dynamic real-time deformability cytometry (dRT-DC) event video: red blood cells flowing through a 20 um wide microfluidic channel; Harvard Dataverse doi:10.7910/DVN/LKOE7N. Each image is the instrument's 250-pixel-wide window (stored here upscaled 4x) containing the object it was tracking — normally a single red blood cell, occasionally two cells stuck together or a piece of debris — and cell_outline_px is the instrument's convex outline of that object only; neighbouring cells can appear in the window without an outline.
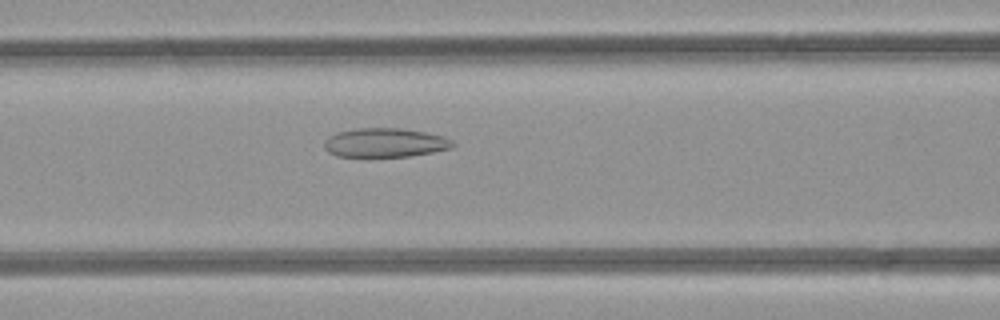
{"species": "common noctule bat (a hibernating species)", "species_latin": "Nyctalus noctula", "temperature_condition": "room temperature", "stored_images_in_passage": 29, "camera_frame_rate_fps": 3000, "um_per_image_px": 0.085, "animal": {"sex": "female", "body_mass_g": 21.9}, "frame": {"image": 1, "passage_image": 9, "time_ms": 2.667, "image_size_px": [1000, 320], "cell_outline_px": [[456, 144], [452, 148], [432, 152], [408, 156], [368, 160], [336, 156], [328, 152], [324, 148], [324, 140], [328, 136], [336, 132], [356, 128], [400, 128], [424, 132], [444, 136], [452, 140]], "centroid_in_image_um": [32.65, 12.17], "position_along_channel_um": 133.9, "area_um2": 22.83}}
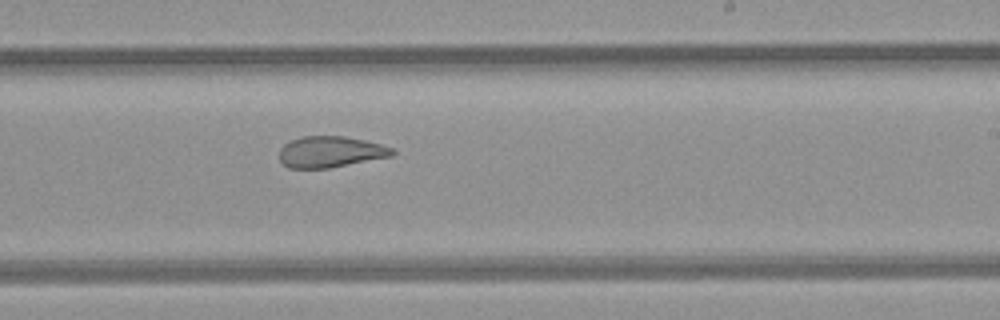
{"frame": {"image": 2, "passage_image": 18, "time_ms": 5.667, "image_size_px": [1000, 320], "cell_outline_px": [[396, 152], [392, 156], [328, 168], [288, 168], [280, 160], [280, 148], [284, 144], [292, 140], [304, 136], [344, 136], [364, 140], [396, 148]], "centroid_in_image_um": [28.12, 12.9], "position_along_channel_um": 260.9, "area_um2": 20.46}}
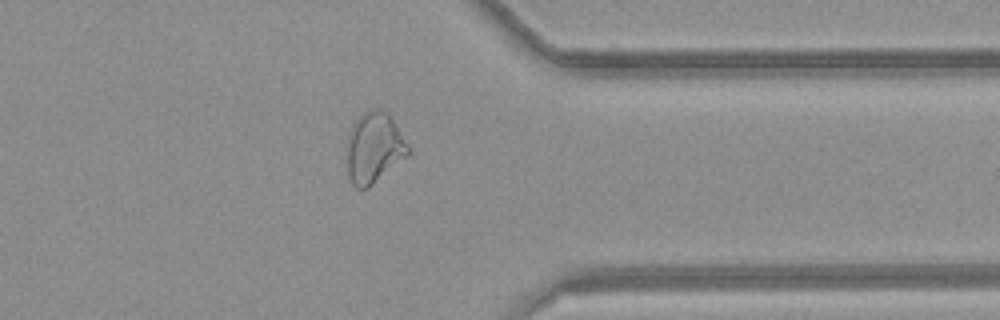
{"frame": {"image": 3, "passage_image": 27, "time_ms": 8.667, "image_size_px": [1000, 320], "cell_outline_px": [[412, 152], [408, 156], [368, 188], [356, 188], [352, 184], [348, 176], [348, 132], [356, 120], [364, 112], [372, 108], [380, 108], [392, 120], [412, 148]], "centroid_in_image_um": [31.82, 12.58], "position_along_channel_um": 379.6, "area_um2": 25.2}}